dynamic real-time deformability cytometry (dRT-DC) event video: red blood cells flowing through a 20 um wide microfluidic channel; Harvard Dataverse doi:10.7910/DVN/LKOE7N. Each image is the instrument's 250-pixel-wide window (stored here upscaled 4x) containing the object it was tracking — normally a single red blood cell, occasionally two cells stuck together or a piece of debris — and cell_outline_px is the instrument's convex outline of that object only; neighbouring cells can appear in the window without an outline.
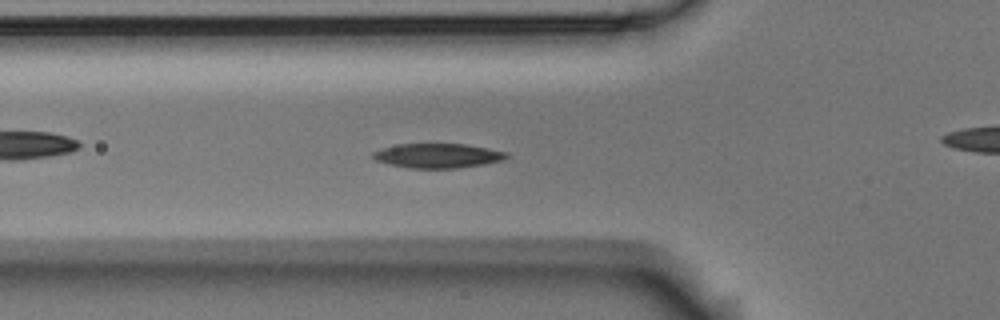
{"species": "Egyptian fruit bat (a non-hibernating species)", "species_latin": "Rousettus aegyptiacus", "temperature_condition": "room temperature", "stored_images_in_passage": 53, "camera_frame_rate_fps": 3000, "um_per_image_px": 0.085, "animal": {"sex": "male"}, "frame": {"image": 1, "passage_image": 17, "time_ms": 5.333, "image_size_px": [1000, 320], "cell_outline_px": [[508, 156], [504, 160], [484, 164], [456, 168], [408, 168], [388, 164], [376, 160], [372, 156], [372, 152], [384, 148], [400, 144], [464, 144], [508, 152]], "centroid_in_image_um": [37.21, 13.24], "position_along_channel_um": 88.6, "area_um2": 18.9}}
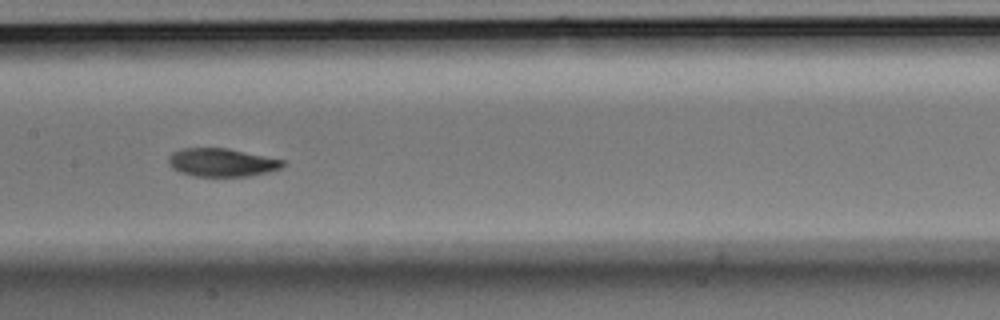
{"frame": {"image": 2, "passage_image": 25, "time_ms": 8.0, "image_size_px": [1000, 320], "cell_outline_px": [[284, 164], [280, 168], [268, 172], [248, 176], [192, 176], [180, 172], [172, 168], [168, 164], [168, 160], [172, 152], [184, 148], [228, 148], [284, 160]], "centroid_in_image_um": [18.83, 13.81], "position_along_channel_um": 188.6, "area_um2": 18.73}}
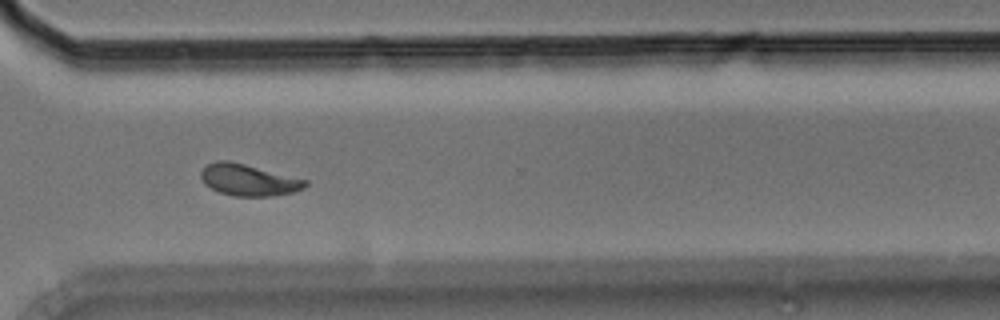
{"frame": {"image": 3, "passage_image": 38, "time_ms": 12.333, "image_size_px": [1000, 320], "cell_outline_px": [[308, 184], [304, 188], [292, 192], [272, 196], [236, 196], [220, 192], [204, 184], [200, 176], [200, 172], [208, 164], [216, 160], [228, 160], [308, 180]], "centroid_in_image_um": [21.12, 15.29], "position_along_channel_um": 349.5, "area_um2": 19.02}, "authors_computed_cell_mechanics": {"area_um2": 18.9584, "velocity_mm_per_s": 3.7164, "shape_relaxation_time_tau1_ms": 3.1017, "shape_relaxation_time_tau2_ms": 1.6025, "deformation_change_tau1": 0.1548, "deformation_change_tau2": 0.0626}}